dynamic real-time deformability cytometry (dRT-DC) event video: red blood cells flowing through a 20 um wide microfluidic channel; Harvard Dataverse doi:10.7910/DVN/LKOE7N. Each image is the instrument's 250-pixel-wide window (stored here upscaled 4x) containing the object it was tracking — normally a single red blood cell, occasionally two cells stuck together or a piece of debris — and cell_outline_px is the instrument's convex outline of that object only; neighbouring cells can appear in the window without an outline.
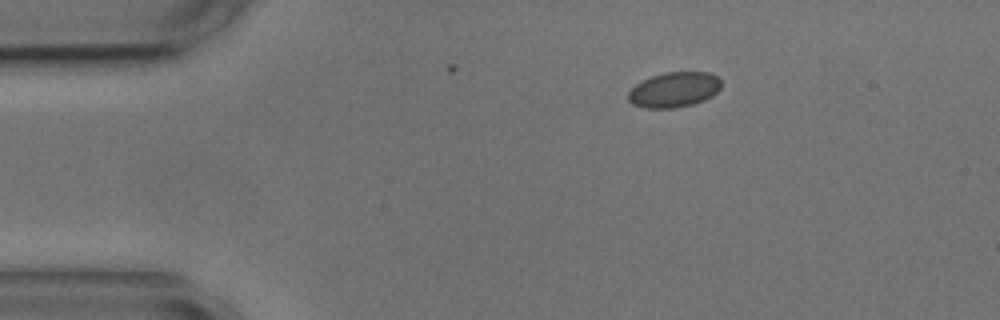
{"species": "common noctule bat (a hibernating species)", "species_latin": "Nyctalus noctula", "temperature_condition": "cold", "stored_images_in_passage": 3, "camera_frame_rate_fps": 3000, "um_per_image_px": 0.085, "animal": {"sex": "male", "body_mass_g": 17.9, "forearm_length_mm": 54.2}, "frame": {"image": 1, "passage_image": 1, "time_ms": 0.0, "image_size_px": [1000, 320], "cell_outline_px": [[720, 88], [712, 96], [704, 100], [692, 104], [676, 108], [644, 108], [632, 104], [628, 100], [628, 92], [636, 84], [652, 76], [664, 72], [708, 72], [716, 76], [720, 80]], "centroid_in_image_um": [57.28, 7.63], "position_along_channel_um": 27.7, "area_um2": 19.02}}